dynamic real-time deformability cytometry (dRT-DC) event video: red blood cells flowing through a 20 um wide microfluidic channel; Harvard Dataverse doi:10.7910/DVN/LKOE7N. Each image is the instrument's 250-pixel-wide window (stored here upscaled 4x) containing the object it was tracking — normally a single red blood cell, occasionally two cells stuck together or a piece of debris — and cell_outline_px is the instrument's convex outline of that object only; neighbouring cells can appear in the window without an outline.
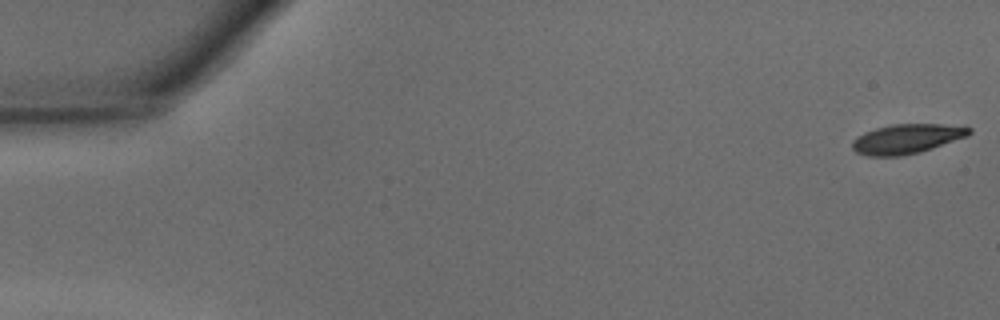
{"species": "common noctule bat (a hibernating species)", "species_latin": "Nyctalus noctula", "temperature_condition": "warm", "stored_images_in_passage": 47, "camera_frame_rate_fps": 3000, "um_per_image_px": 0.085, "animal": {"sex": "male", "body_mass_g": 15.6}, "frame": {"image": 1, "passage_image": 1, "time_ms": 0.0, "image_size_px": [1000, 320], "cell_outline_px": [[972, 132], [968, 136], [920, 152], [900, 156], [868, 156], [856, 152], [852, 148], [852, 140], [856, 136], [864, 132], [876, 128], [892, 124], [940, 124], [972, 128]], "centroid_in_image_um": [77.04, 11.8], "position_along_channel_um": 8.0, "area_um2": 20.11}}
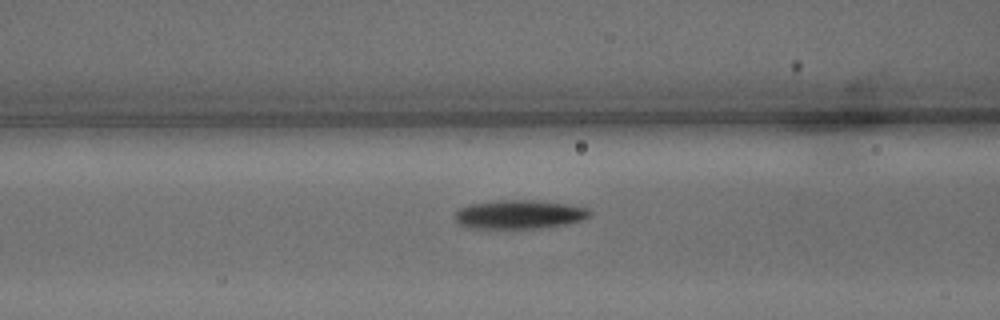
{"frame": {"image": 2, "passage_image": 19, "time_ms": 6.0, "image_size_px": [1000, 320], "cell_outline_px": [[592, 212], [588, 216], [580, 220], [564, 224], [540, 228], [468, 228], [460, 224], [452, 216], [460, 208], [472, 204], [500, 200], [532, 200], [568, 204], [588, 208]], "centroid_in_image_um": [44.11, 18.22], "position_along_channel_um": 122.5, "area_um2": 22.43}}
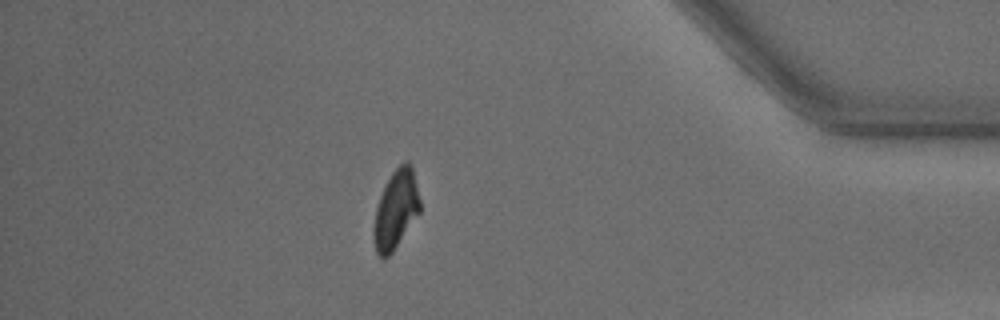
{"frame": {"image": 3, "passage_image": 41, "time_ms": 13.333, "image_size_px": [1000, 320], "cell_outline_px": [[420, 212], [392, 252], [384, 260], [376, 252], [372, 240], [372, 228], [376, 208], [380, 196], [392, 172], [404, 160], [408, 160], [412, 168], [420, 200]], "centroid_in_image_um": [33.62, 17.84], "position_along_channel_um": 401.6, "area_um2": 21.15}, "authors_computed_cell_mechanics": {"area_um2": 21.6172, "velocity_mm_per_s": 4.3321, "shape_relaxation_time_tau1_ms": 1.9118, "shape_relaxation_time_tau2_ms": 9.0206, "deformation_change_tau1": 0.1457, "deformation_change_tau2": 0.2008}}